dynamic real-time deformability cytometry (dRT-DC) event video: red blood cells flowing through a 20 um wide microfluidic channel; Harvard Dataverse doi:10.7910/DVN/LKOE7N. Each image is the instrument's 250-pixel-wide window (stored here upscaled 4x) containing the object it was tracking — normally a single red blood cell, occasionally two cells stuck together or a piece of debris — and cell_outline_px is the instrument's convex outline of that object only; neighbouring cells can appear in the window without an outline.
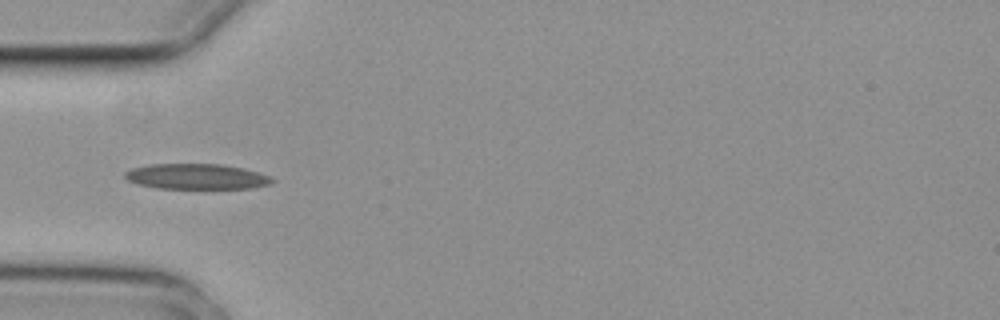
{"species": "common noctule bat (a hibernating species)", "species_latin": "Nyctalus noctula", "temperature_condition": "cold", "stored_images_in_passage": 7, "camera_frame_rate_fps": 3000, "um_per_image_px": 0.085, "animal": {"sex": "female", "body_mass_g": 29.2, "forearm_length_mm": 56.3}, "frame": {"image": 1, "passage_image": 5, "time_ms": 1.333, "image_size_px": [1000, 320], "cell_outline_px": [[276, 180], [272, 184], [252, 188], [156, 188], [136, 184], [128, 180], [124, 176], [124, 172], [132, 168], [152, 164], [220, 164], [244, 168], [268, 176]], "centroid_in_image_um": [16.69, 15.01], "position_along_channel_um": 68.3, "area_um2": 21.79}}
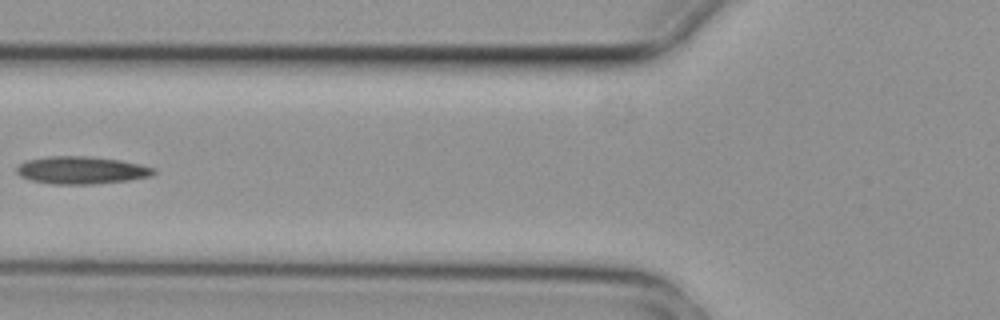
{"frame": {"image": 2, "passage_image": 6, "time_ms": 1.667, "image_size_px": [1000, 320], "cell_outline_px": [[156, 172], [152, 176], [128, 180], [92, 184], [52, 184], [32, 180], [20, 176], [16, 172], [16, 168], [20, 164], [28, 160], [48, 156], [84, 156], [120, 160], [140, 164], [156, 168]], "centroid_in_image_um": [6.94, 14.47], "position_along_channel_um": 118.9, "area_um2": 21.91}}
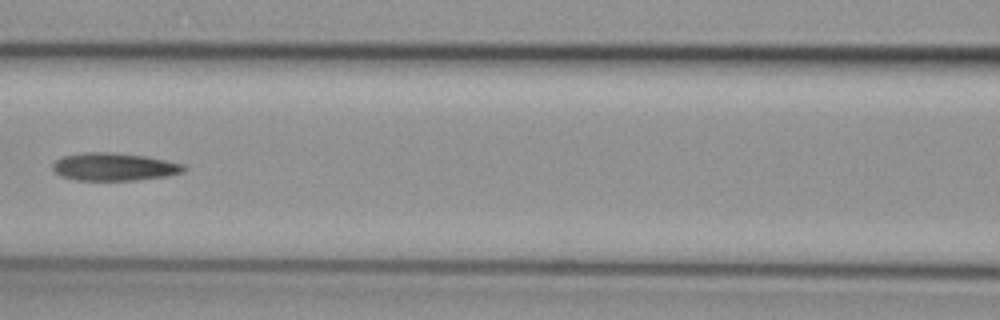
{"frame": {"image": 3, "passage_image": 7, "time_ms": 2.0, "image_size_px": [1000, 320], "cell_outline_px": [[188, 168], [184, 172], [168, 176], [136, 180], [76, 180], [60, 176], [52, 168], [52, 164], [56, 160], [64, 156], [84, 152], [112, 152], [148, 156], [168, 160], [184, 164]], "centroid_in_image_um": [9.75, 14.17], "position_along_channel_um": 156.8, "area_um2": 21.5}}